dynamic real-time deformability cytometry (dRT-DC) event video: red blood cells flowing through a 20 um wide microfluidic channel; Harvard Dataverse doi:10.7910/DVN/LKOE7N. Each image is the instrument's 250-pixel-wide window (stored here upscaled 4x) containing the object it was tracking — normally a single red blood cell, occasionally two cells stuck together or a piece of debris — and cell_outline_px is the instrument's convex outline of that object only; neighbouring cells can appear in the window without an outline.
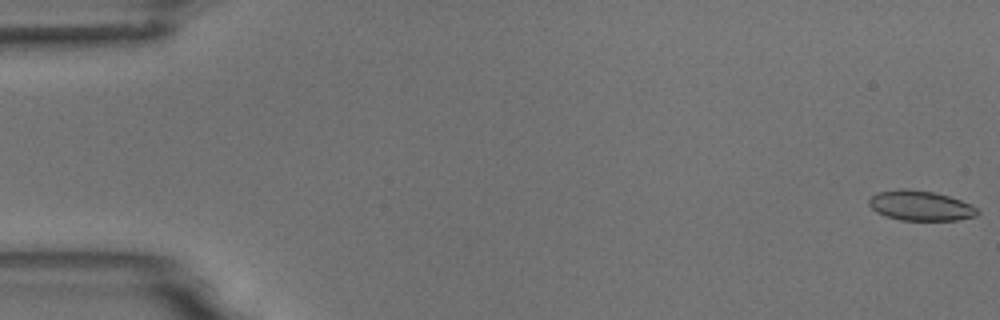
{"species": "common noctule bat (a hibernating species)", "species_latin": "Nyctalus noctula", "temperature_condition": "room temperature", "stored_images_in_passage": 16, "camera_frame_rate_fps": 3000, "um_per_image_px": 0.085, "animal": {"sex": "male", "body_mass_g": 18.8}, "frame": {"image": 1, "passage_image": 1, "time_ms": 0.0, "image_size_px": [1000, 320], "cell_outline_px": [[980, 212], [976, 216], [956, 220], [900, 220], [876, 212], [868, 204], [868, 200], [876, 192], [900, 188], [904, 188], [936, 192], [960, 200], [976, 208]], "centroid_in_image_um": [78.21, 17.47], "position_along_channel_um": 6.8, "area_um2": 18.9}}
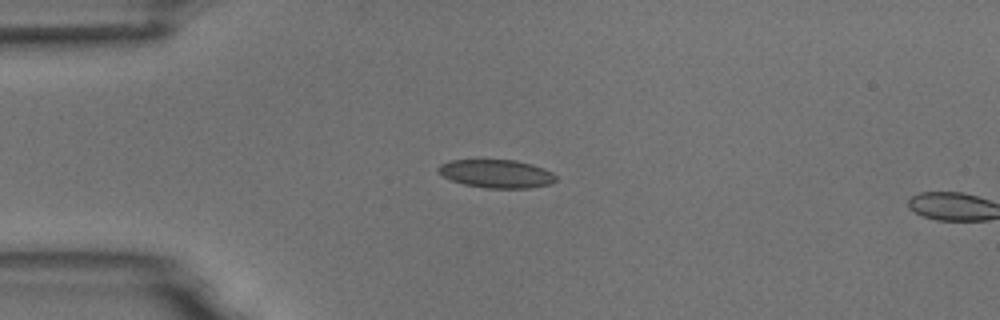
{"frame": {"image": 2, "passage_image": 14, "time_ms": 4.333, "image_size_px": [1000, 320], "cell_outline_px": [[556, 180], [548, 184], [528, 188], [488, 188], [464, 184], [452, 180], [444, 176], [436, 168], [440, 164], [448, 160], [516, 160], [532, 164], [544, 168], [552, 172], [556, 176]], "centroid_in_image_um": [42.2, 14.75], "position_along_channel_um": 42.8, "area_um2": 19.25}}